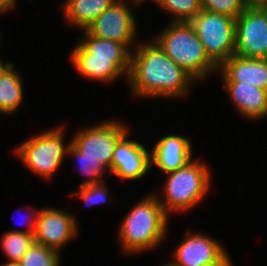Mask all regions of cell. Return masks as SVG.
Instances as JSON below:
<instances>
[{"label": "cell", "instance_id": "obj_1", "mask_svg": "<svg viewBox=\"0 0 267 266\" xmlns=\"http://www.w3.org/2000/svg\"><path fill=\"white\" fill-rule=\"evenodd\" d=\"M127 82L138 98H183L194 78L152 39L134 45Z\"/></svg>", "mask_w": 267, "mask_h": 266}, {"label": "cell", "instance_id": "obj_2", "mask_svg": "<svg viewBox=\"0 0 267 266\" xmlns=\"http://www.w3.org/2000/svg\"><path fill=\"white\" fill-rule=\"evenodd\" d=\"M155 192L145 196L125 215L117 237L126 254H141L158 247L165 239L169 216Z\"/></svg>", "mask_w": 267, "mask_h": 266}, {"label": "cell", "instance_id": "obj_3", "mask_svg": "<svg viewBox=\"0 0 267 266\" xmlns=\"http://www.w3.org/2000/svg\"><path fill=\"white\" fill-rule=\"evenodd\" d=\"M153 40L179 67L189 73L195 81L218 71L209 59L204 47L189 22H170L168 27Z\"/></svg>", "mask_w": 267, "mask_h": 266}, {"label": "cell", "instance_id": "obj_4", "mask_svg": "<svg viewBox=\"0 0 267 266\" xmlns=\"http://www.w3.org/2000/svg\"><path fill=\"white\" fill-rule=\"evenodd\" d=\"M210 172L205 163L192 159L180 169L165 174L164 198L157 196L165 213L170 217L173 212H187L197 206L209 192Z\"/></svg>", "mask_w": 267, "mask_h": 266}, {"label": "cell", "instance_id": "obj_5", "mask_svg": "<svg viewBox=\"0 0 267 266\" xmlns=\"http://www.w3.org/2000/svg\"><path fill=\"white\" fill-rule=\"evenodd\" d=\"M63 127L58 126L28 138L14 151L27 169L43 179H51L67 156L71 140L64 143Z\"/></svg>", "mask_w": 267, "mask_h": 266}, {"label": "cell", "instance_id": "obj_6", "mask_svg": "<svg viewBox=\"0 0 267 266\" xmlns=\"http://www.w3.org/2000/svg\"><path fill=\"white\" fill-rule=\"evenodd\" d=\"M189 23L207 56L218 68L235 54L236 19L202 10Z\"/></svg>", "mask_w": 267, "mask_h": 266}, {"label": "cell", "instance_id": "obj_7", "mask_svg": "<svg viewBox=\"0 0 267 266\" xmlns=\"http://www.w3.org/2000/svg\"><path fill=\"white\" fill-rule=\"evenodd\" d=\"M131 1V3L124 0L115 1L87 27L86 31L100 39L124 43L132 50L130 46L135 43L133 41H135L138 27L136 15L133 14L131 6L142 5V1Z\"/></svg>", "mask_w": 267, "mask_h": 266}, {"label": "cell", "instance_id": "obj_8", "mask_svg": "<svg viewBox=\"0 0 267 266\" xmlns=\"http://www.w3.org/2000/svg\"><path fill=\"white\" fill-rule=\"evenodd\" d=\"M124 123L117 120L104 121L91 127L81 128L71 142L83 153L103 164L111 172V161L118 140L129 131Z\"/></svg>", "mask_w": 267, "mask_h": 266}, {"label": "cell", "instance_id": "obj_9", "mask_svg": "<svg viewBox=\"0 0 267 266\" xmlns=\"http://www.w3.org/2000/svg\"><path fill=\"white\" fill-rule=\"evenodd\" d=\"M235 55L267 59V7H246L236 18Z\"/></svg>", "mask_w": 267, "mask_h": 266}, {"label": "cell", "instance_id": "obj_10", "mask_svg": "<svg viewBox=\"0 0 267 266\" xmlns=\"http://www.w3.org/2000/svg\"><path fill=\"white\" fill-rule=\"evenodd\" d=\"M172 256L177 266H233L221 242L208 234L190 230Z\"/></svg>", "mask_w": 267, "mask_h": 266}, {"label": "cell", "instance_id": "obj_11", "mask_svg": "<svg viewBox=\"0 0 267 266\" xmlns=\"http://www.w3.org/2000/svg\"><path fill=\"white\" fill-rule=\"evenodd\" d=\"M57 207L39 209L34 239L36 244L60 252L62 247L75 238L78 232L77 218Z\"/></svg>", "mask_w": 267, "mask_h": 266}, {"label": "cell", "instance_id": "obj_12", "mask_svg": "<svg viewBox=\"0 0 267 266\" xmlns=\"http://www.w3.org/2000/svg\"><path fill=\"white\" fill-rule=\"evenodd\" d=\"M71 62L77 73L86 79L111 83L130 73L131 57L93 56L79 42L71 54Z\"/></svg>", "mask_w": 267, "mask_h": 266}, {"label": "cell", "instance_id": "obj_13", "mask_svg": "<svg viewBox=\"0 0 267 266\" xmlns=\"http://www.w3.org/2000/svg\"><path fill=\"white\" fill-rule=\"evenodd\" d=\"M128 136L127 131L116 144L111 172L123 180H139L150 171V150Z\"/></svg>", "mask_w": 267, "mask_h": 266}, {"label": "cell", "instance_id": "obj_14", "mask_svg": "<svg viewBox=\"0 0 267 266\" xmlns=\"http://www.w3.org/2000/svg\"><path fill=\"white\" fill-rule=\"evenodd\" d=\"M192 157L193 149L189 139L176 134L161 137L150 151L151 167L154 165L165 174L185 166Z\"/></svg>", "mask_w": 267, "mask_h": 266}, {"label": "cell", "instance_id": "obj_15", "mask_svg": "<svg viewBox=\"0 0 267 266\" xmlns=\"http://www.w3.org/2000/svg\"><path fill=\"white\" fill-rule=\"evenodd\" d=\"M222 82H242L267 90V59L231 56L219 68Z\"/></svg>", "mask_w": 267, "mask_h": 266}, {"label": "cell", "instance_id": "obj_16", "mask_svg": "<svg viewBox=\"0 0 267 266\" xmlns=\"http://www.w3.org/2000/svg\"><path fill=\"white\" fill-rule=\"evenodd\" d=\"M223 87L243 118H266L267 90L242 82H224Z\"/></svg>", "mask_w": 267, "mask_h": 266}, {"label": "cell", "instance_id": "obj_17", "mask_svg": "<svg viewBox=\"0 0 267 266\" xmlns=\"http://www.w3.org/2000/svg\"><path fill=\"white\" fill-rule=\"evenodd\" d=\"M115 1L117 0H65L62 4L63 15L70 25L86 30Z\"/></svg>", "mask_w": 267, "mask_h": 266}, {"label": "cell", "instance_id": "obj_18", "mask_svg": "<svg viewBox=\"0 0 267 266\" xmlns=\"http://www.w3.org/2000/svg\"><path fill=\"white\" fill-rule=\"evenodd\" d=\"M12 63L0 76V110L5 114L18 111L24 97L20 73Z\"/></svg>", "mask_w": 267, "mask_h": 266}, {"label": "cell", "instance_id": "obj_19", "mask_svg": "<svg viewBox=\"0 0 267 266\" xmlns=\"http://www.w3.org/2000/svg\"><path fill=\"white\" fill-rule=\"evenodd\" d=\"M78 42L93 56L102 57H131V50L124 44L113 40H104L90 35L83 30Z\"/></svg>", "mask_w": 267, "mask_h": 266}, {"label": "cell", "instance_id": "obj_20", "mask_svg": "<svg viewBox=\"0 0 267 266\" xmlns=\"http://www.w3.org/2000/svg\"><path fill=\"white\" fill-rule=\"evenodd\" d=\"M34 243V234L22 231H8L2 236L0 246L8 261H20Z\"/></svg>", "mask_w": 267, "mask_h": 266}, {"label": "cell", "instance_id": "obj_21", "mask_svg": "<svg viewBox=\"0 0 267 266\" xmlns=\"http://www.w3.org/2000/svg\"><path fill=\"white\" fill-rule=\"evenodd\" d=\"M68 155H71L72 157L76 158V160H78L80 172L82 173V175L88 176V178L84 180L79 185V187H84L105 181L103 174L106 173L108 169L99 161L90 157H84L83 153L72 142L67 150V156Z\"/></svg>", "mask_w": 267, "mask_h": 266}, {"label": "cell", "instance_id": "obj_22", "mask_svg": "<svg viewBox=\"0 0 267 266\" xmlns=\"http://www.w3.org/2000/svg\"><path fill=\"white\" fill-rule=\"evenodd\" d=\"M157 6L173 15L172 22H190L202 11L201 0H153Z\"/></svg>", "mask_w": 267, "mask_h": 266}, {"label": "cell", "instance_id": "obj_23", "mask_svg": "<svg viewBox=\"0 0 267 266\" xmlns=\"http://www.w3.org/2000/svg\"><path fill=\"white\" fill-rule=\"evenodd\" d=\"M60 252L34 243L20 259L21 266H60Z\"/></svg>", "mask_w": 267, "mask_h": 266}, {"label": "cell", "instance_id": "obj_24", "mask_svg": "<svg viewBox=\"0 0 267 266\" xmlns=\"http://www.w3.org/2000/svg\"><path fill=\"white\" fill-rule=\"evenodd\" d=\"M202 10L236 19L246 8L242 0H201Z\"/></svg>", "mask_w": 267, "mask_h": 266}, {"label": "cell", "instance_id": "obj_25", "mask_svg": "<svg viewBox=\"0 0 267 266\" xmlns=\"http://www.w3.org/2000/svg\"><path fill=\"white\" fill-rule=\"evenodd\" d=\"M78 188L76 192L71 193V196L76 195L83 199L86 205L103 204L109 199V190L104 181Z\"/></svg>", "mask_w": 267, "mask_h": 266}, {"label": "cell", "instance_id": "obj_26", "mask_svg": "<svg viewBox=\"0 0 267 266\" xmlns=\"http://www.w3.org/2000/svg\"><path fill=\"white\" fill-rule=\"evenodd\" d=\"M29 207V211H27V214L26 215V219L24 224L27 227V230H11V231H22V232H26L28 234H34L35 233V230H36V223H37V216H38V213H39V210H37L36 208L34 209L32 206L28 205ZM33 208V209H32ZM33 210V211H32Z\"/></svg>", "mask_w": 267, "mask_h": 266}, {"label": "cell", "instance_id": "obj_27", "mask_svg": "<svg viewBox=\"0 0 267 266\" xmlns=\"http://www.w3.org/2000/svg\"><path fill=\"white\" fill-rule=\"evenodd\" d=\"M16 6V0H0V13L8 12L14 9Z\"/></svg>", "mask_w": 267, "mask_h": 266}, {"label": "cell", "instance_id": "obj_28", "mask_svg": "<svg viewBox=\"0 0 267 266\" xmlns=\"http://www.w3.org/2000/svg\"><path fill=\"white\" fill-rule=\"evenodd\" d=\"M246 7H267V0H242Z\"/></svg>", "mask_w": 267, "mask_h": 266}, {"label": "cell", "instance_id": "obj_29", "mask_svg": "<svg viewBox=\"0 0 267 266\" xmlns=\"http://www.w3.org/2000/svg\"><path fill=\"white\" fill-rule=\"evenodd\" d=\"M13 62H3L0 59V76L3 74V72L12 64Z\"/></svg>", "mask_w": 267, "mask_h": 266}, {"label": "cell", "instance_id": "obj_30", "mask_svg": "<svg viewBox=\"0 0 267 266\" xmlns=\"http://www.w3.org/2000/svg\"><path fill=\"white\" fill-rule=\"evenodd\" d=\"M0 266H21L19 261H7L3 265L1 264Z\"/></svg>", "mask_w": 267, "mask_h": 266}, {"label": "cell", "instance_id": "obj_31", "mask_svg": "<svg viewBox=\"0 0 267 266\" xmlns=\"http://www.w3.org/2000/svg\"><path fill=\"white\" fill-rule=\"evenodd\" d=\"M161 266H177L173 261H171V263H167V264H164V265H161Z\"/></svg>", "mask_w": 267, "mask_h": 266}]
</instances>
